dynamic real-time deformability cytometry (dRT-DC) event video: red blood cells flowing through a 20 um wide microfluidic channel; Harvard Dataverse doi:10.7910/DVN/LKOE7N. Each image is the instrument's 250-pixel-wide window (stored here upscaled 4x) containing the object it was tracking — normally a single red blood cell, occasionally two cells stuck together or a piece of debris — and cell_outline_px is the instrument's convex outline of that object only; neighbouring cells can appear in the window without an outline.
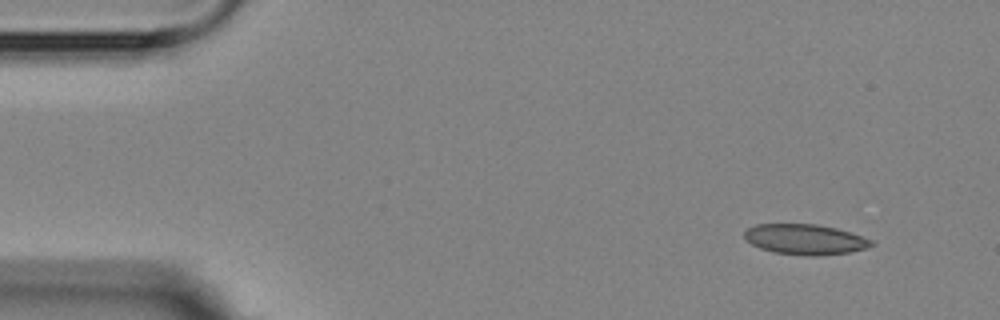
{"species": "Egyptian fruit bat (a non-hibernating species)", "species_latin": "Rousettus aegyptiacus", "temperature_condition": "room temperature", "stored_images_in_passage": 5, "segment_of_instrument_passage": [1, 2], "camera_frame_rate_fps": 3000, "um_per_image_px": 0.085, "animal": {"sex": "female"}, "frame": {"image": 1, "passage_image": 1, "time_ms": 0.0, "image_size_px": [1000, 320], "cell_outline_px": [[876, 244], [868, 248], [848, 252], [816, 256], [808, 256], [772, 252], [760, 248], [752, 244], [744, 236], [744, 232], [748, 228], [756, 224], [816, 224], [836, 228], [872, 240]], "centroid_in_image_um": [68.43, 20.35], "position_along_channel_um": 16.6, "area_um2": 22.37}}
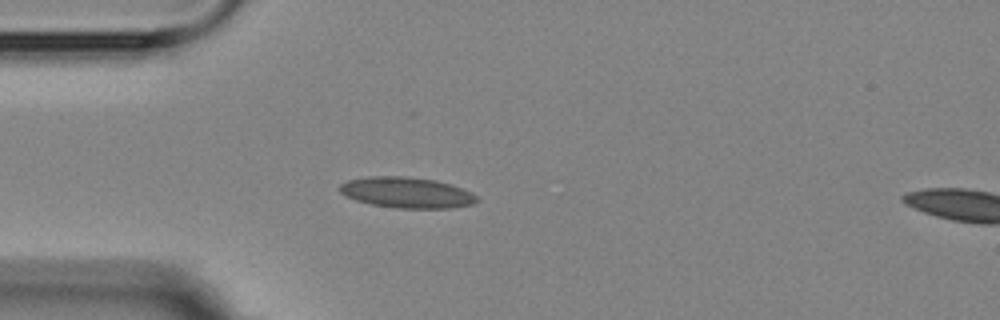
{"frame": {"image": 2, "passage_image": 4, "time_ms": 3.333, "image_size_px": [1000, 320], "cell_outline_px": [[480, 200], [472, 204], [452, 208], [396, 208], [372, 204], [356, 200], [340, 192], [340, 184], [348, 180], [368, 176], [404, 176], [436, 180], [452, 184], [472, 192], [480, 196]], "centroid_in_image_um": [34.64, 16.36], "position_along_channel_um": 50.4, "area_um2": 24.74}}